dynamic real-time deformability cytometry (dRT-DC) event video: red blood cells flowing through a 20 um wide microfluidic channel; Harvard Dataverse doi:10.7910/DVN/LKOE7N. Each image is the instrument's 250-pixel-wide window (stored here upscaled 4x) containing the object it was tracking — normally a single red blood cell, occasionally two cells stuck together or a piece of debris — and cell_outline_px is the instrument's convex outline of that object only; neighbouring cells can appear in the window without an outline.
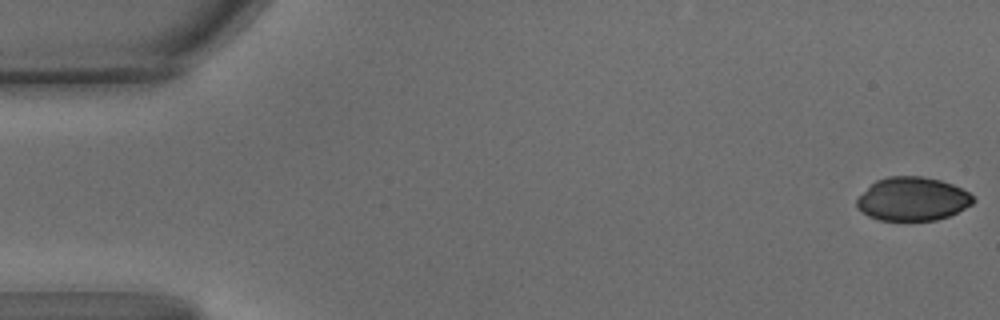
{"species": "common noctule bat (a hibernating species)", "species_latin": "Nyctalus noctula", "temperature_condition": "warm", "stored_images_in_passage": 59, "camera_frame_rate_fps": 3000, "um_per_image_px": 0.085, "animal": {"sex": "male", "body_mass_g": 15.6}, "frame": {"image": 1, "passage_image": 1, "time_ms": 0.0, "image_size_px": [1000, 320], "cell_outline_px": [[976, 200], [972, 204], [948, 216], [936, 220], [880, 220], [868, 216], [856, 208], [856, 200], [876, 180], [888, 176], [924, 176], [940, 180], [952, 184], [968, 192]], "centroid_in_image_um": [77.56, 16.91], "position_along_channel_um": 7.4, "area_um2": 29.36}}
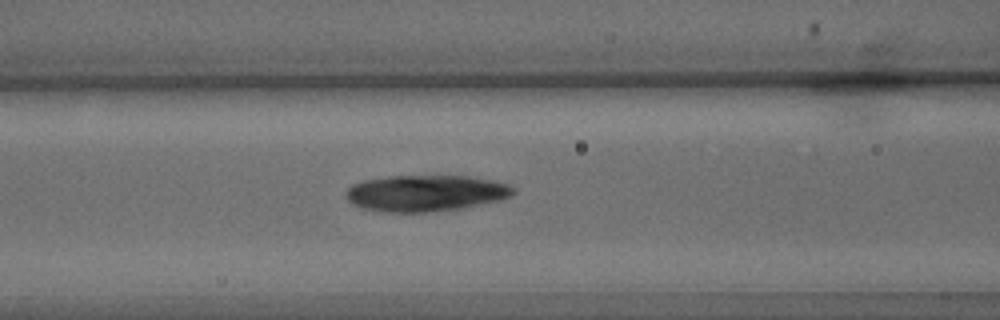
{"frame": {"image": 2, "passage_image": 24, "time_ms": 7.667, "image_size_px": [1000, 320], "cell_outline_px": [[516, 192], [512, 196], [500, 200], [464, 208], [428, 212], [384, 212], [360, 208], [352, 204], [344, 196], [344, 192], [352, 184], [364, 180], [388, 176], [468, 176], [492, 180], [508, 184], [516, 188]], "centroid_in_image_um": [36.18, 16.42], "position_along_channel_um": 130.4, "area_um2": 35.84}}
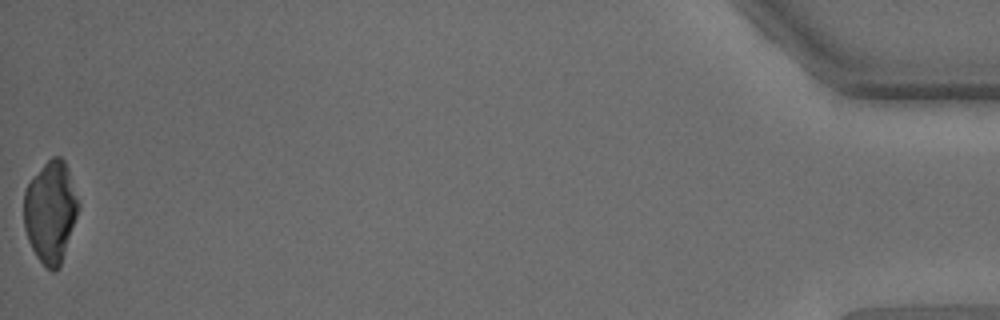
{"frame": {"image": 3, "passage_image": 59, "time_ms": 19.333, "image_size_px": [1000, 320], "cell_outline_px": [[80, 208], [60, 268], [56, 272], [52, 272], [36, 256], [28, 240], [24, 228], [24, 192], [32, 176], [52, 156], [60, 156], [64, 160], [68, 168], [80, 204]], "centroid_in_image_um": [4.31, 18.01], "position_along_channel_um": 430.9, "area_um2": 32.6}}